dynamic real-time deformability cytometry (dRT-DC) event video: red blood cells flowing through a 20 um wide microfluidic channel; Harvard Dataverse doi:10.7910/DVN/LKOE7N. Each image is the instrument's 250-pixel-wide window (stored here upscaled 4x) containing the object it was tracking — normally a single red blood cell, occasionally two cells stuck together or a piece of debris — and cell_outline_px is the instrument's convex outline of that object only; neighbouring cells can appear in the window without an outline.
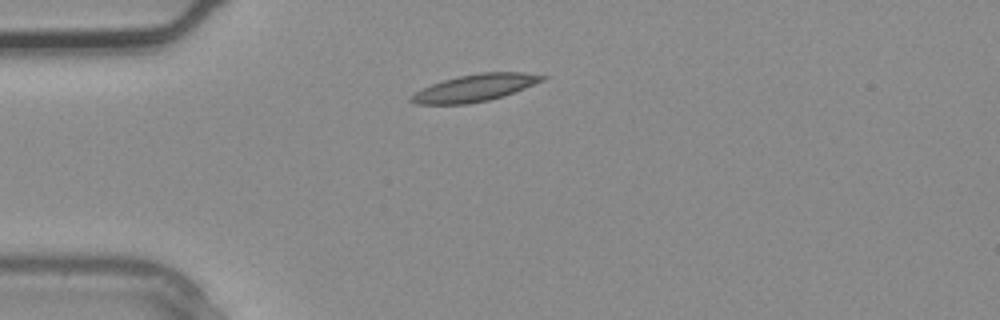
{"species": "common noctule bat (a hibernating species)", "species_latin": "Nyctalus noctula", "temperature_condition": "warm", "stored_images_in_passage": 1, "camera_frame_rate_fps": 3000, "um_per_image_px": 0.085, "animal": {"sex": "male", "body_mass_g": 20.4}, "frame": {"image": 1, "passage_image": 1, "time_ms": 0.0, "image_size_px": [1000, 320], "cell_outline_px": [[548, 76], [544, 80], [504, 96], [488, 100], [468, 104], [416, 104], [408, 100], [408, 96], [432, 84], [444, 80], [460, 76], [480, 72], [524, 72]], "centroid_in_image_um": [40.36, 7.47], "position_along_channel_um": 44.6, "area_um2": 20.58}}